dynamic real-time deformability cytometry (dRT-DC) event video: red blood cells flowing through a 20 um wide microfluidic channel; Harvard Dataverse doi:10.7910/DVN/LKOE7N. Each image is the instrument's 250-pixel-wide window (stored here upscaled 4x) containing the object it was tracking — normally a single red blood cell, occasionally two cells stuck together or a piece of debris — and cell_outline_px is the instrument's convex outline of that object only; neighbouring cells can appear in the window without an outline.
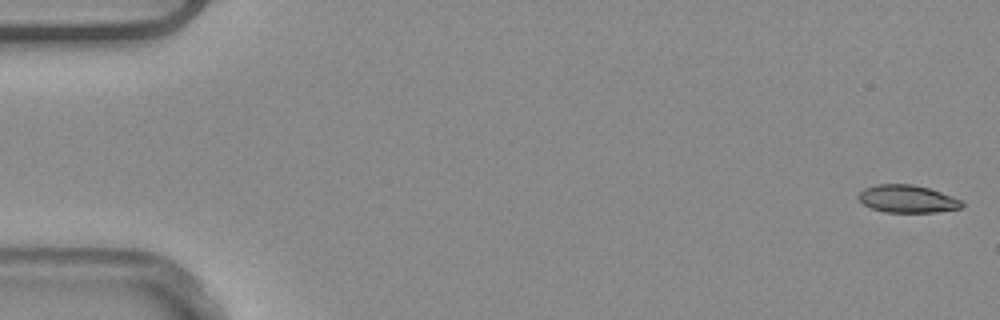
{"species": "common noctule bat (a hibernating species)", "species_latin": "Nyctalus noctula", "temperature_condition": "warm", "stored_images_in_passage": 53, "camera_frame_rate_fps": 3000, "um_per_image_px": 0.085, "animal": {"sex": "male", "body_mass_g": 20.4}, "frame": {"image": 1, "passage_image": 1, "time_ms": 0.0, "image_size_px": [1000, 320], "cell_outline_px": [[964, 204], [960, 208], [936, 212], [884, 212], [872, 208], [864, 204], [860, 200], [860, 192], [864, 188], [876, 184], [912, 184], [928, 188], [952, 196], [960, 200]], "centroid_in_image_um": [77.13, 16.9], "position_along_channel_um": 7.9, "area_um2": 16.42}}
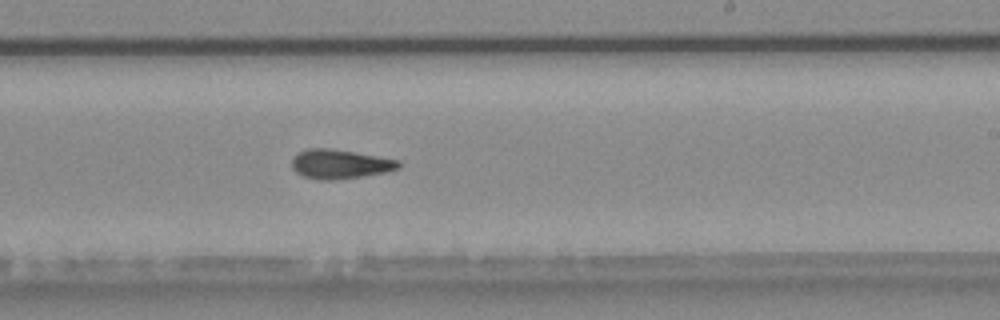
{"frame": {"image": 2, "passage_image": 32, "time_ms": 10.333, "image_size_px": [1000, 320], "cell_outline_px": [[400, 168], [384, 172], [360, 176], [332, 180], [320, 180], [304, 176], [296, 172], [292, 168], [292, 160], [300, 152], [308, 148], [328, 148], [356, 152], [400, 160]], "centroid_in_image_um": [28.9, 13.94], "position_along_channel_um": 260.1, "area_um2": 17.98}}
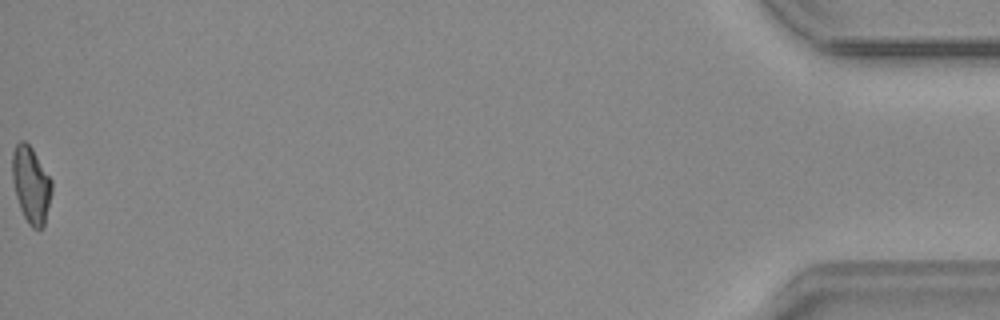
{"frame": {"image": 3, "passage_image": 53, "time_ms": 17.333, "image_size_px": [1000, 320], "cell_outline_px": [[52, 192], [44, 228], [32, 228], [28, 224], [20, 208], [16, 196], [12, 180], [12, 152], [16, 144], [20, 140], [24, 140], [32, 148], [52, 180]], "centroid_in_image_um": [2.64, 15.71], "position_along_channel_um": 432.6, "area_um2": 17.74}, "authors_computed_cell_mechanics": {"area_um2": 17.7446, "velocity_mm_per_s": 3.8921, "shape_relaxation_time_tau1_ms": 9.9594, "shape_relaxation_time_tau2_ms": 4.1321, "deformation_change_tau1": 0.2322, "deformation_change_tau2": 0.1127}}